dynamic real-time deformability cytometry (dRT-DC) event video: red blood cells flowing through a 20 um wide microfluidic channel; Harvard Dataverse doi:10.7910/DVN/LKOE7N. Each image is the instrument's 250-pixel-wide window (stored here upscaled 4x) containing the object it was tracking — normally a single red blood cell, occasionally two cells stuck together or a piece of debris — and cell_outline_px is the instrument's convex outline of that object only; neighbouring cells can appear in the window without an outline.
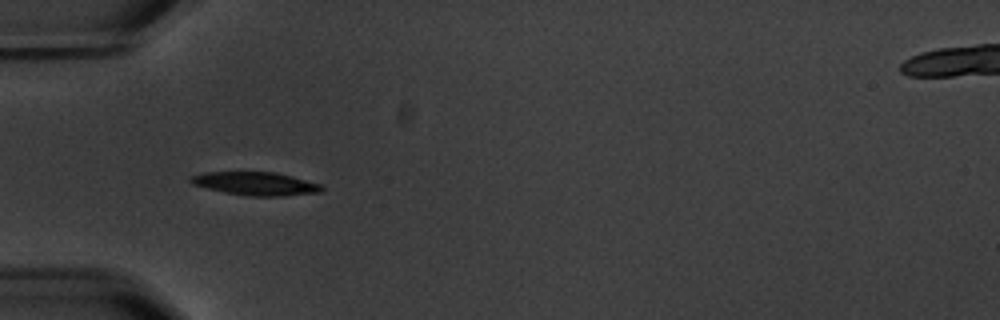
{"species": "common noctule bat (a hibernating species)", "species_latin": "Nyctalus noctula", "temperature_condition": "warm", "stored_images_in_passage": 11, "camera_frame_rate_fps": 3000, "um_per_image_px": 0.085, "animal": {"sex": "male", "body_mass_g": 20.1, "forearm_length_mm": 53.5}, "frame": {"image": 1, "passage_image": 2, "time_ms": 1.0, "image_size_px": [1000, 320], "cell_outline_px": [[324, 188], [320, 192], [280, 196], [248, 196], [224, 192], [192, 184], [188, 180], [188, 176], [204, 172], [276, 172], [292, 176], [320, 184]], "centroid_in_image_um": [21.68, 15.6], "position_along_channel_um": 63.3, "area_um2": 17.74}}
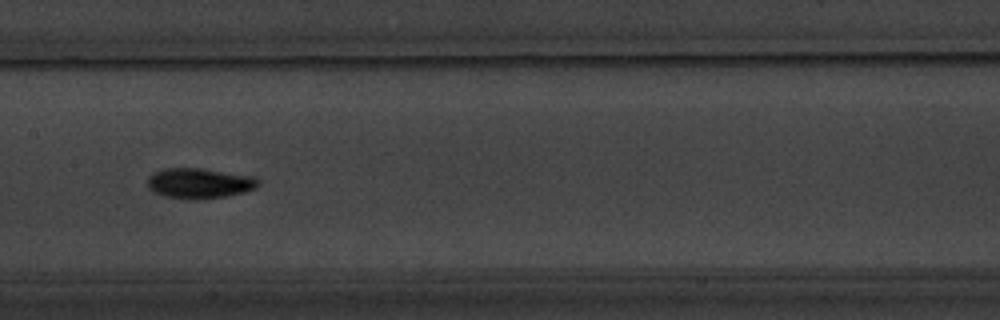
{"frame": {"image": 2, "passage_image": 5, "time_ms": 4.667, "image_size_px": [1000, 320], "cell_outline_px": [[260, 184], [256, 188], [244, 192], [224, 196], [200, 200], [188, 200], [164, 196], [152, 192], [148, 188], [148, 176], [152, 172], [164, 168], [200, 168], [256, 176], [260, 180]], "centroid_in_image_um": [16.94, 15.58], "position_along_channel_um": 190.5, "area_um2": 20.0}}
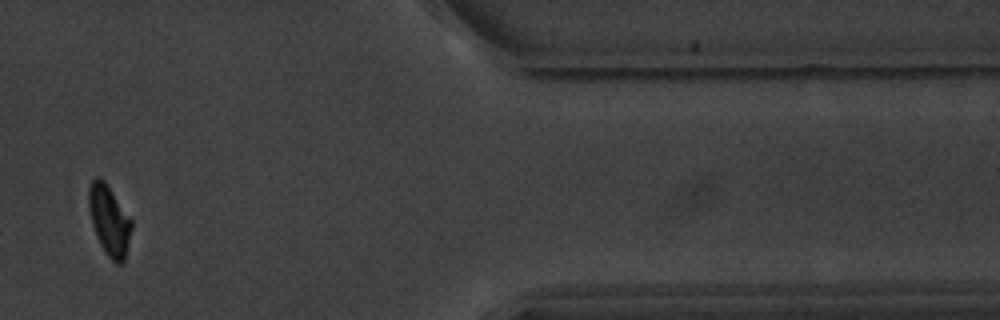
{"frame": {"image": 3, "passage_image": 10, "time_ms": 11.667, "image_size_px": [1000, 320], "cell_outline_px": [[132, 228], [124, 260], [120, 264], [116, 264], [104, 252], [96, 236], [92, 224], [88, 204], [88, 188], [92, 180], [96, 176], [100, 176], [104, 180], [132, 220]], "centroid_in_image_um": [9.27, 18.72], "position_along_channel_um": 402.1, "area_um2": 17.46}, "authors_computed_cell_mechanics": {"area_um2": 17.7446, "velocity_mm_per_s": 3.5189, "shape_relaxation_time_tau1_ms": 2.1838, "shape_relaxation_time_tau2_ms": 3.9569, "deformation_change_tau1": 0.0908, "deformation_change_tau2": 0.0757}}